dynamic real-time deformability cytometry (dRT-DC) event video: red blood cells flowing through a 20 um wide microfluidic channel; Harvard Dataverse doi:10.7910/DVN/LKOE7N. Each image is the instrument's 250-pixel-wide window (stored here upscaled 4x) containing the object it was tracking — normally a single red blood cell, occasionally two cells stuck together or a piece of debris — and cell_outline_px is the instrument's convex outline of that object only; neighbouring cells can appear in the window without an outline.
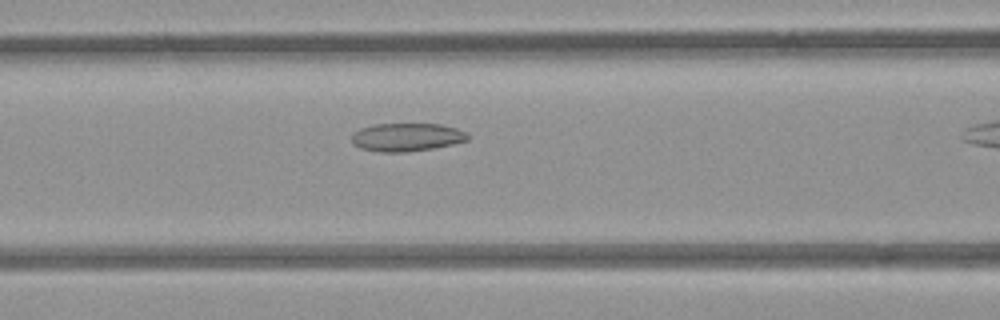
{"species": "common noctule bat (a hibernating species)", "species_latin": "Nyctalus noctula", "temperature_condition": "room temperature", "stored_images_in_passage": 25, "camera_frame_rate_fps": 3000, "um_per_image_px": 0.085, "animal": {"sex": "female", "body_mass_g": 21.9}, "frame": {"image": 1, "passage_image": 18, "time_ms": 5.667, "image_size_px": [1000, 320], "cell_outline_px": [[468, 140], [452, 144], [432, 148], [408, 152], [380, 152], [360, 148], [352, 144], [352, 132], [360, 128], [376, 124], [440, 124], [456, 128], [468, 132]], "centroid_in_image_um": [34.55, 11.66], "position_along_channel_um": 132.1, "area_um2": 19.13}}